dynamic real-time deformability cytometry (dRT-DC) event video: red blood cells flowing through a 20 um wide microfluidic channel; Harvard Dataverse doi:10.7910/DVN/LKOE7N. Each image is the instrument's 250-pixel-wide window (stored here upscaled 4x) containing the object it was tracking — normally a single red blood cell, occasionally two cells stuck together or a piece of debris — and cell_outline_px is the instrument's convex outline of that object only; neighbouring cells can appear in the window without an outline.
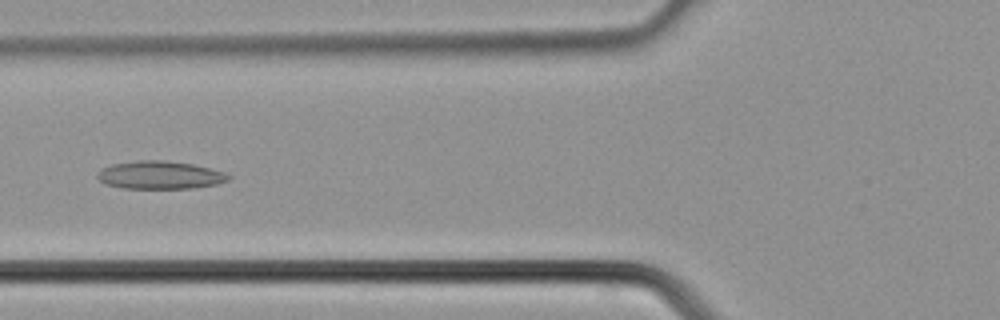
{"species": "common noctule bat (a hibernating species)", "species_latin": "Nyctalus noctula", "temperature_condition": "cold", "stored_images_in_passage": 32, "camera_frame_rate_fps": 3000, "um_per_image_px": 0.085, "animal": {"sex": "male", "body_mass_g": 21.5, "forearm_length_mm": 52.0}, "frame": {"image": 1, "passage_image": 8, "time_ms": 2.333, "image_size_px": [1000, 320], "cell_outline_px": [[232, 176], [228, 180], [216, 184], [192, 188], [124, 188], [108, 184], [100, 180], [96, 176], [96, 172], [112, 164], [136, 160], [160, 160], [192, 164], [224, 172]], "centroid_in_image_um": [13.59, 14.87], "position_along_channel_um": 112.2, "area_um2": 21.1}}
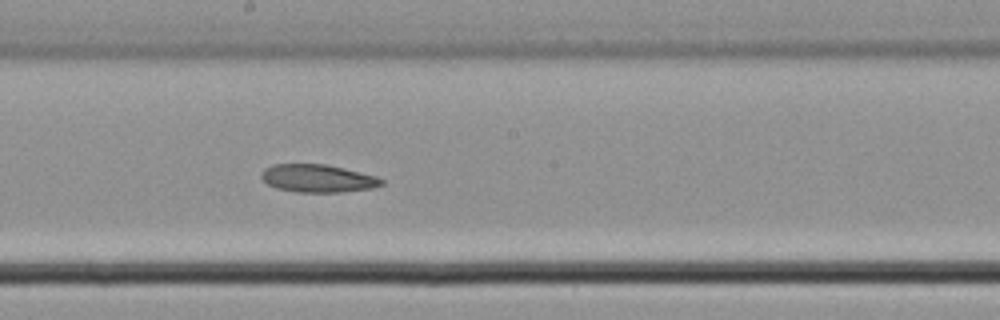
{"frame": {"image": 2, "passage_image": 14, "time_ms": 4.333, "image_size_px": [1000, 320], "cell_outline_px": [[384, 184], [372, 188], [340, 192], [296, 192], [276, 188], [268, 184], [260, 176], [260, 172], [264, 168], [272, 164], [324, 164], [344, 168], [376, 176], [384, 180]], "centroid_in_image_um": [26.99, 15.16], "position_along_channel_um": 221.2, "area_um2": 19.54}}
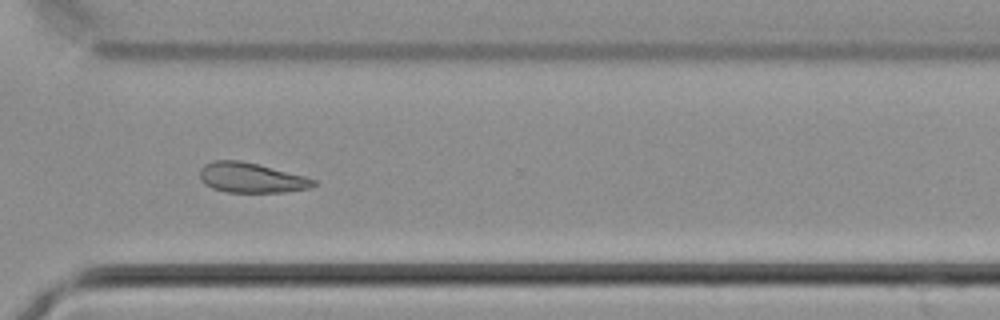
{"frame": {"image": 3, "passage_image": 21, "time_ms": 6.667, "image_size_px": [1000, 320], "cell_outline_px": [[316, 184], [312, 188], [284, 192], [228, 192], [212, 188], [204, 184], [200, 180], [200, 168], [204, 164], [212, 160], [240, 160], [304, 176], [316, 180]], "centroid_in_image_um": [21.32, 15.11], "position_along_channel_um": 349.3, "area_um2": 19.83}}